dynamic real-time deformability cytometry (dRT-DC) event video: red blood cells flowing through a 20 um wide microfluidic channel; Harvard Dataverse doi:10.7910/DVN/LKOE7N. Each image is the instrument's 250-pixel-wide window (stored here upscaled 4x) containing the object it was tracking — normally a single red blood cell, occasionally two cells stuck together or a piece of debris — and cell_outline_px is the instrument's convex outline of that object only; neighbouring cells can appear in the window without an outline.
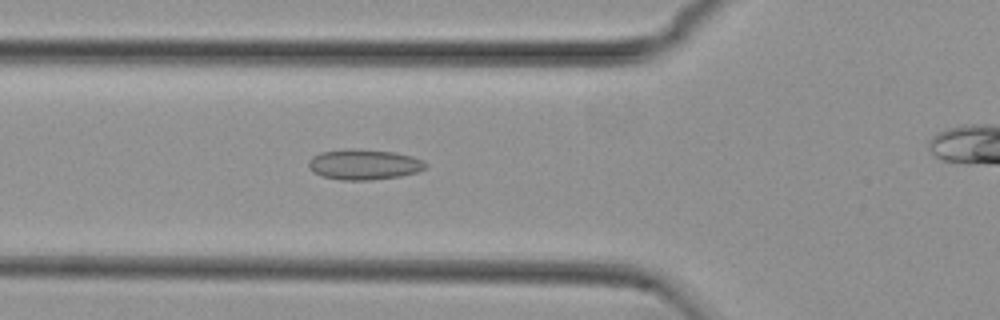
{"species": "common noctule bat (a hibernating species)", "species_latin": "Nyctalus noctula", "temperature_condition": "cold", "stored_images_in_passage": 48, "camera_frame_rate_fps": 3000, "um_per_image_px": 0.085, "animal": {"sex": "female", "body_mass_g": 29.2, "forearm_length_mm": 56.3}, "frame": {"image": 1, "passage_image": 20, "time_ms": 6.333, "image_size_px": [1000, 320], "cell_outline_px": [[428, 168], [416, 172], [400, 176], [368, 180], [340, 180], [324, 176], [312, 172], [308, 168], [308, 160], [312, 156], [320, 152], [344, 148], [360, 148], [396, 152], [412, 156], [428, 164]], "centroid_in_image_um": [30.91, 13.96], "position_along_channel_um": 94.9, "area_um2": 21.1}}
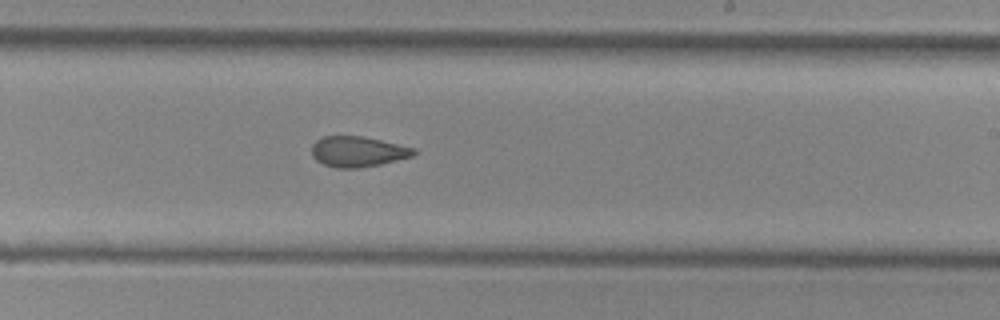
{"frame": {"image": 2, "passage_image": 33, "time_ms": 10.667, "image_size_px": [1000, 320], "cell_outline_px": [[416, 152], [412, 156], [380, 164], [356, 168], [336, 168], [324, 164], [316, 160], [312, 156], [312, 144], [316, 140], [324, 136], [360, 136], [380, 140], [416, 148]], "centroid_in_image_um": [30.39, 12.88], "position_along_channel_um": 258.6, "area_um2": 17.98}}
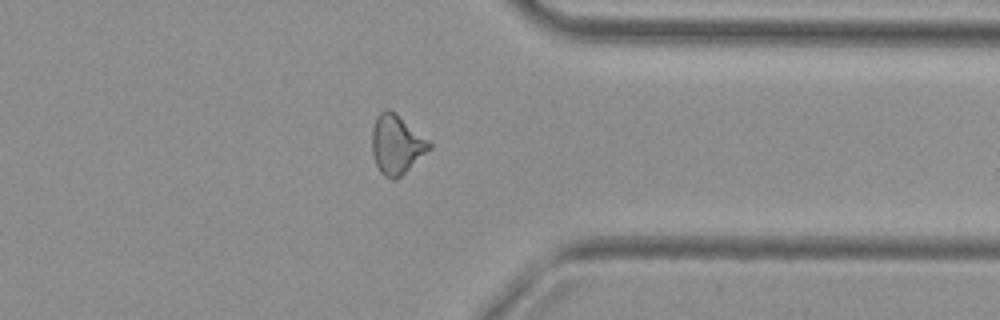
{"frame": {"image": 3, "passage_image": 43, "time_ms": 14.0, "image_size_px": [1000, 320], "cell_outline_px": [[432, 148], [396, 180], [392, 180], [384, 176], [380, 172], [376, 164], [372, 152], [372, 128], [376, 116], [380, 112], [388, 108], [396, 112], [428, 140], [432, 144]], "centroid_in_image_um": [33.69, 12.27], "position_along_channel_um": 377.7, "area_um2": 19.83}, "authors_computed_cell_mechanics": {"area_um2": 19.5653, "velocity_mm_per_s": 3.7735, "shape_relaxation_time_tau1_ms": null, "shape_relaxation_time_tau2_ms": 2.2766, "deformation_change_tau1": null, "deformation_change_tau2": 0.0838}}